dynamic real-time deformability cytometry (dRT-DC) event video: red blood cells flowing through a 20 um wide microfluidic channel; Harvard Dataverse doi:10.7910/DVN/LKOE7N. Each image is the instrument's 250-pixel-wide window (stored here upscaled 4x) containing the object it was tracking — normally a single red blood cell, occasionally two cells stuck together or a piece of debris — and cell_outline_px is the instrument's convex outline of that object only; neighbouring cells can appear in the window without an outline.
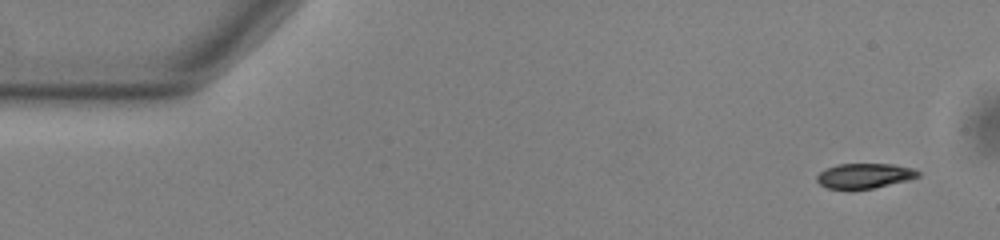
{"species": "common noctule bat (a hibernating species)", "species_latin": "Nyctalus noctula", "temperature_condition": "warm", "stored_images_in_passage": 52, "camera_frame_rate_fps": 3000, "um_per_image_px": 0.085, "animal": {"sex": "male", "body_mass_g": 13.0, "forearm_length_mm": 53.1}, "frame": {"image": 1, "passage_image": 1, "time_ms": 0.0, "image_size_px": [1000, 240], "cell_outline_px": [[920, 176], [908, 180], [872, 188], [848, 192], [828, 188], [820, 184], [816, 180], [816, 176], [820, 172], [836, 164], [896, 164], [912, 168], [920, 172]], "centroid_in_image_um": [73.45, 14.97], "position_along_channel_um": 11.6, "area_um2": 15.14}}
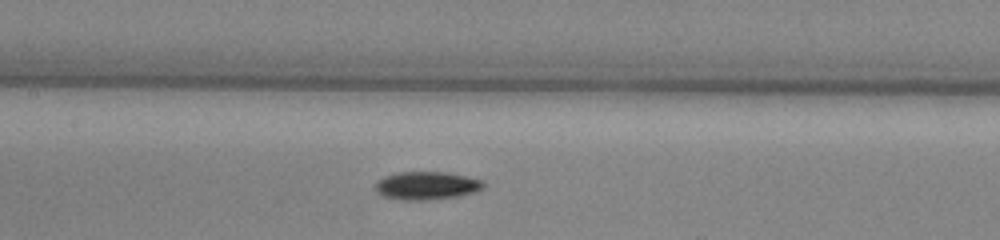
{"frame": {"image": 2, "passage_image": 23, "time_ms": 7.333, "image_size_px": [1000, 240], "cell_outline_px": [[484, 188], [476, 192], [456, 196], [432, 200], [400, 200], [384, 196], [376, 188], [376, 180], [384, 176], [400, 172], [444, 172], [468, 176], [484, 180]], "centroid_in_image_um": [36.31, 15.77], "position_along_channel_um": 171.1, "area_um2": 17.74}}
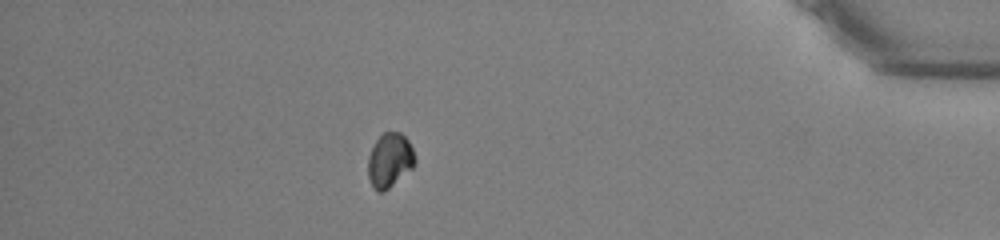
{"frame": {"image": 3, "passage_image": 45, "time_ms": 14.667, "image_size_px": [1000, 240], "cell_outline_px": [[416, 164], [412, 168], [384, 192], [376, 192], [368, 176], [368, 156], [376, 140], [384, 132], [400, 132], [408, 140], [416, 156]], "centroid_in_image_um": [33.13, 13.62], "position_along_channel_um": 402.1, "area_um2": 14.85}, "authors_computed_cell_mechanics": {"area_um2": 16.0973, "velocity_mm_per_s": 3.7947, "shape_relaxation_time_tau1_ms": 2.1935, "shape_relaxation_time_tau2_ms": null, "deformation_change_tau1": 0.0825, "deformation_change_tau2": null}}